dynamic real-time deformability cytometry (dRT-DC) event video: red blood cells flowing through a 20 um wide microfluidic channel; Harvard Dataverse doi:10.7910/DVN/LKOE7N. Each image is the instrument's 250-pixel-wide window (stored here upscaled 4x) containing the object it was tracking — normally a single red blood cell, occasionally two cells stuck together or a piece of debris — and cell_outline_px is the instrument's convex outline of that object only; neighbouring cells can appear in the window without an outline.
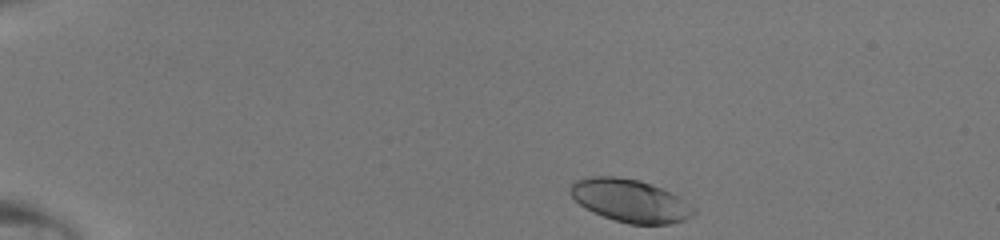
{"species": "human", "species_latin": "Homo sapiens", "temperature_condition": "room temperature", "stored_images_in_passage": 40, "camera_frame_rate_fps": 3000, "um_per_image_px": 0.085, "donor": {"sex": "male"}, "frame": {"image": 1, "passage_image": 1, "time_ms": 0.0, "image_size_px": [1000, 240], "cell_outline_px": [[696, 212], [692, 216], [684, 220], [668, 224], [628, 224], [604, 216], [580, 204], [572, 196], [572, 184], [576, 180], [592, 176], [616, 176], [640, 180], [652, 184], [676, 196], [696, 208]], "centroid_in_image_um": [53.6, 17.05], "position_along_channel_um": 31.4, "area_um2": 30.17}}
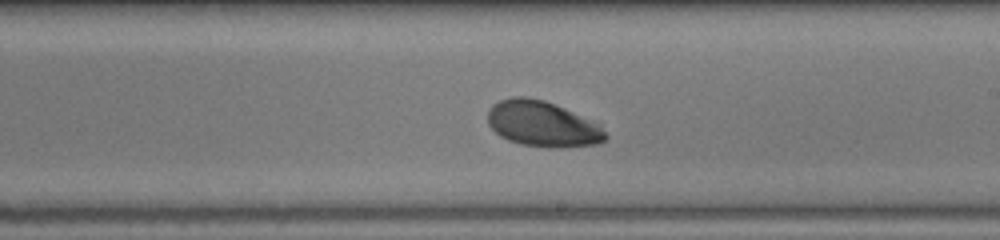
{"frame": {"image": 2, "passage_image": 22, "time_ms": 7.0, "image_size_px": [1000, 240], "cell_outline_px": [[608, 136], [604, 140], [596, 144], [556, 148], [548, 148], [520, 144], [508, 140], [500, 136], [488, 124], [488, 112], [492, 104], [500, 100], [512, 96], [528, 96], [544, 100], [564, 108], [600, 124]], "centroid_in_image_um": [46.09, 10.53], "position_along_channel_um": 242.9, "area_um2": 31.39}}
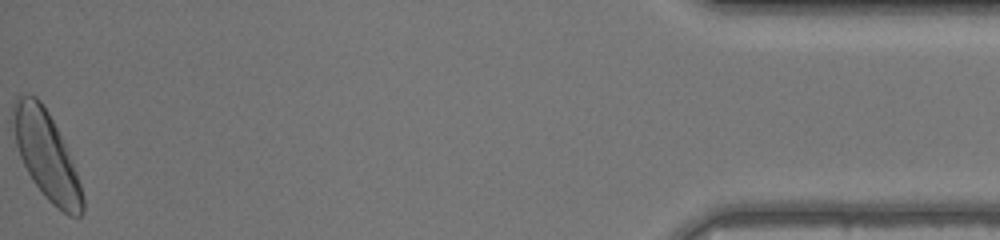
{"frame": {"image": 3, "passage_image": 40, "time_ms": 13.0, "image_size_px": [1000, 240], "cell_outline_px": [[84, 212], [80, 216], [68, 216], [52, 204], [44, 196], [32, 180], [20, 156], [16, 144], [12, 112], [12, 108], [16, 100], [20, 96], [36, 96], [40, 100], [48, 112], [72, 160], [84, 196]], "centroid_in_image_um": [3.96, 13.27], "position_along_channel_um": 431.2, "area_um2": 34.74}}